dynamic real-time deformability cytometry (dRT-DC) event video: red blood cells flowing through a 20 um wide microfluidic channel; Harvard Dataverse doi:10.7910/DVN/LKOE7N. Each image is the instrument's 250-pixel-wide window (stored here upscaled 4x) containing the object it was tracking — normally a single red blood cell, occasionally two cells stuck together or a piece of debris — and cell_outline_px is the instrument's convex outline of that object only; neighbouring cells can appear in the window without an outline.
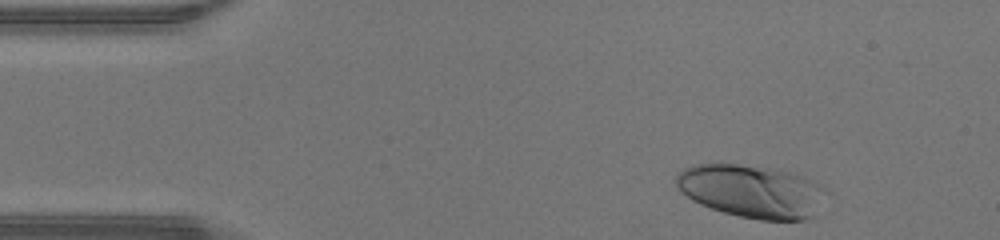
{"species": "human", "species_latin": "Homo sapiens", "temperature_condition": "warm", "stored_images_in_passage": 33, "camera_frame_rate_fps": 3000, "um_per_image_px": 0.085, "donor": {"sex": "male"}, "frame": {"image": 1, "passage_image": 1, "time_ms": 0.0, "image_size_px": [1000, 240], "cell_outline_px": [[824, 188], [812, 216], [804, 220], [760, 220], [740, 216], [724, 212], [700, 204], [692, 200], [676, 184], [676, 176], [684, 168], [692, 164], [720, 160], [756, 164], [780, 168], [792, 172]], "centroid_in_image_um": [63.78, 16.17], "position_along_channel_um": 21.2, "area_um2": 46.64}}
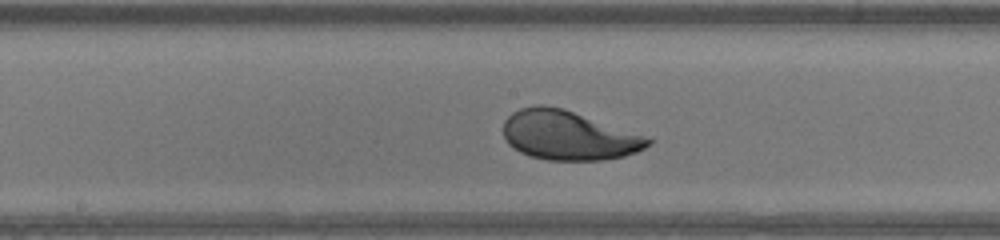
{"frame": {"image": 2, "passage_image": 19, "time_ms": 6.0, "image_size_px": [1000, 240], "cell_outline_px": [[652, 140], [644, 148], [636, 152], [624, 156], [604, 160], [548, 160], [528, 156], [512, 148], [508, 144], [504, 136], [504, 120], [512, 112], [520, 108], [536, 104], [540, 104], [564, 108]], "centroid_in_image_um": [48.21, 11.51], "position_along_channel_um": 200.0, "area_um2": 41.04}}
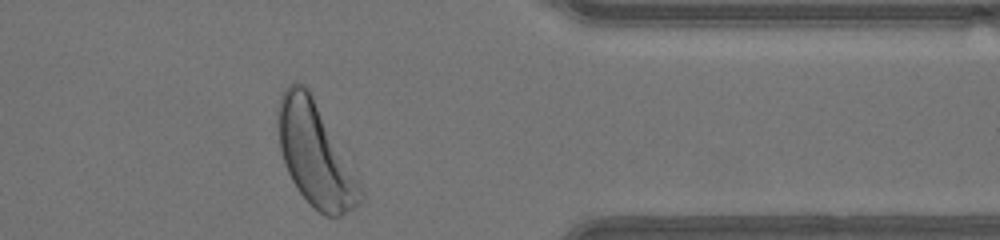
{"frame": {"image": 3, "passage_image": 33, "time_ms": 10.667, "image_size_px": [1000, 240], "cell_outline_px": [[364, 200], [360, 204], [340, 216], [324, 216], [296, 188], [284, 164], [280, 148], [276, 120], [276, 108], [280, 96], [284, 88], [288, 84], [296, 80], [304, 84], [308, 88], [360, 184], [364, 192]], "centroid_in_image_um": [26.75, 13.09], "position_along_channel_um": 384.7, "area_um2": 49.07}, "authors_computed_cell_mechanics": {"area_um2": 42.0206, "velocity_mm_per_s": 4.3428, "shape_relaxation_time_tau1_ms": 1.6261, "shape_relaxation_time_tau2_ms": null, "deformation_change_tau1": 0.1426, "deformation_change_tau2": null}}